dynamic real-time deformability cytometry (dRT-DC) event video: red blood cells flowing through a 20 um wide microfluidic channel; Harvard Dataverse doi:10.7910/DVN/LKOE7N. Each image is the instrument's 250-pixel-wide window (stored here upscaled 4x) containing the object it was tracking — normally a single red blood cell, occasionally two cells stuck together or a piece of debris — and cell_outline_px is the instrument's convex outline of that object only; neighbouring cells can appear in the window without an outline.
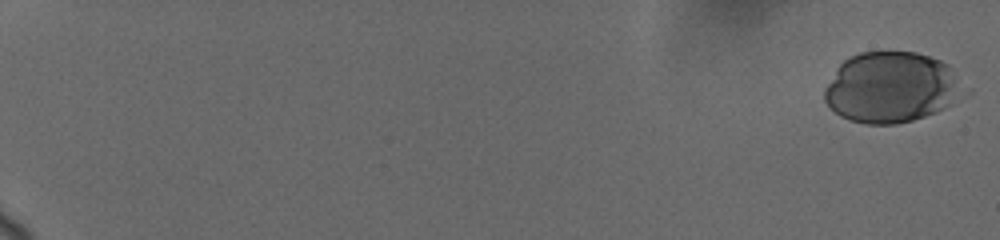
{"species": "human", "species_latin": "Homo sapiens", "temperature_condition": "cold", "stored_images_in_passage": 11, "camera_frame_rate_fps": 3000, "um_per_image_px": 0.085, "donor": {"sex": "female"}, "frame": {"image": 1, "passage_image": 1, "time_ms": 0.0, "image_size_px": [1000, 240], "cell_outline_px": [[948, 104], [944, 108], [936, 112], [912, 120], [896, 124], [868, 124], [852, 120], [840, 116], [824, 100], [824, 88], [836, 68], [844, 60], [860, 52], [916, 52], [940, 60], [948, 64]], "centroid_in_image_um": [75.48, 7.42], "position_along_channel_um": 9.5, "area_um2": 54.27}}
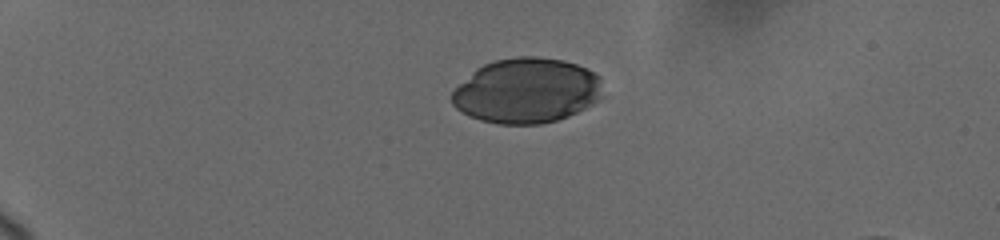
{"frame": {"image": 2, "passage_image": 8, "time_ms": 5.0, "image_size_px": [1000, 240], "cell_outline_px": [[604, 96], [592, 104], [568, 116], [556, 120], [540, 124], [500, 124], [480, 120], [468, 116], [456, 108], [452, 104], [452, 92], [476, 68], [492, 60], [516, 56], [536, 56], [564, 60], [588, 68], [600, 76]], "centroid_in_image_um": [44.79, 7.7], "position_along_channel_um": 40.2, "area_um2": 57.57}}